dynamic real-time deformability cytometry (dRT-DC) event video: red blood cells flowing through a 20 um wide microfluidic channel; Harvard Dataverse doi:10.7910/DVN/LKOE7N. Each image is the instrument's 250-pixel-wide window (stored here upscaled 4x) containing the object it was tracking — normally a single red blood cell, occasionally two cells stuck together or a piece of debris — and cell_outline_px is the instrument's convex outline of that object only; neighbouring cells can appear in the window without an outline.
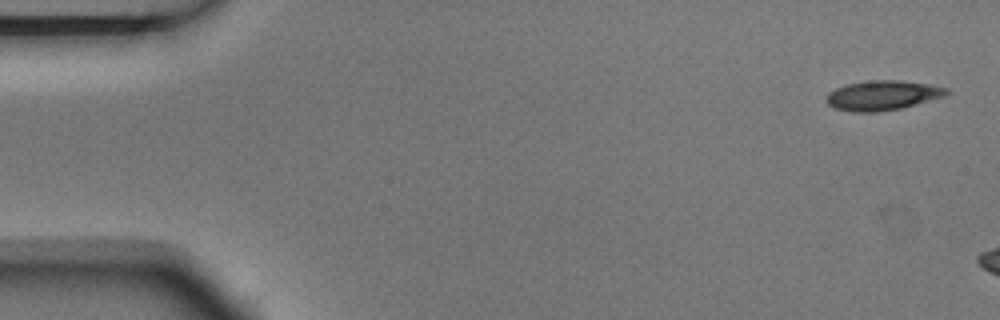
{"species": "Egyptian fruit bat (a non-hibernating species)", "species_latin": "Rousettus aegyptiacus", "temperature_condition": "room temperature", "stored_images_in_passage": 3, "camera_frame_rate_fps": 3000, "um_per_image_px": 0.085, "animal": {"sex": "male"}, "frame": {"image": 1, "passage_image": 1, "time_ms": 0.0, "image_size_px": [1000, 320], "cell_outline_px": [[952, 92], [944, 96], [900, 108], [876, 112], [852, 112], [836, 108], [828, 104], [824, 100], [824, 96], [828, 92], [836, 88], [848, 84], [872, 80], [900, 80], [928, 84], [948, 88]], "centroid_in_image_um": [74.99, 8.1], "position_along_channel_um": 10.0, "area_um2": 20.75}}